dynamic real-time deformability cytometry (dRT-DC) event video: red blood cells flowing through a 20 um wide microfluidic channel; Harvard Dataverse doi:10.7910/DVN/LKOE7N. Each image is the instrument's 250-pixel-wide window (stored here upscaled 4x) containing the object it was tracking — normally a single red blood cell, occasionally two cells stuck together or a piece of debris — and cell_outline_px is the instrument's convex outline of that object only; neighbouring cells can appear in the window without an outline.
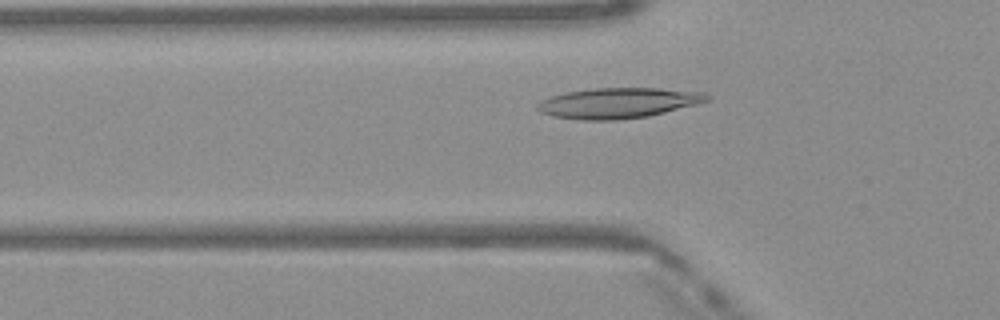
{"species": "Egyptian fruit bat (a non-hibernating species)", "species_latin": "Rousettus aegyptiacus", "temperature_condition": "warm", "stored_images_in_passage": 41, "camera_frame_rate_fps": 3000, "um_per_image_px": 0.085, "frame": {"image": 1, "passage_image": 8, "time_ms": 2.333, "image_size_px": [1000, 320], "cell_outline_px": [[712, 96], [708, 100], [696, 104], [648, 116], [616, 120], [580, 120], [552, 116], [540, 112], [536, 108], [536, 104], [540, 100], [552, 96], [568, 92], [592, 88], [660, 88], [704, 92]], "centroid_in_image_um": [52.53, 8.75], "position_along_channel_um": 73.3, "area_um2": 30.06}}
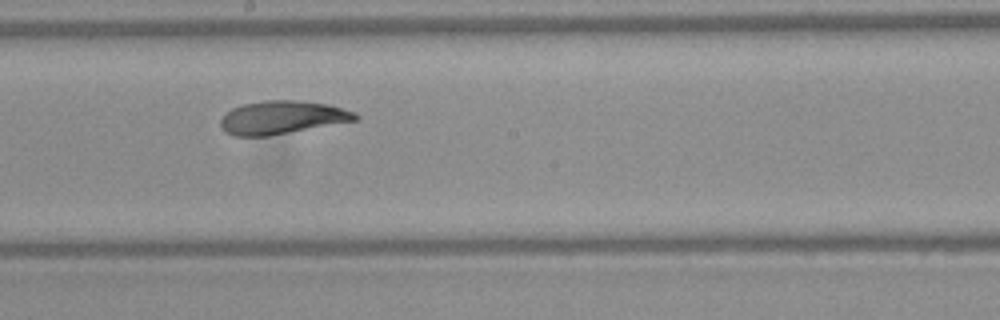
{"frame": {"image": 2, "passage_image": 19, "time_ms": 6.0, "image_size_px": [1000, 320], "cell_outline_px": [[360, 120], [268, 136], [232, 136], [224, 132], [220, 128], [220, 120], [232, 108], [244, 104], [264, 100], [292, 100], [328, 104], [356, 112], [360, 116]], "centroid_in_image_um": [24.0, 9.99], "position_along_channel_um": 224.2, "area_um2": 26.24}}
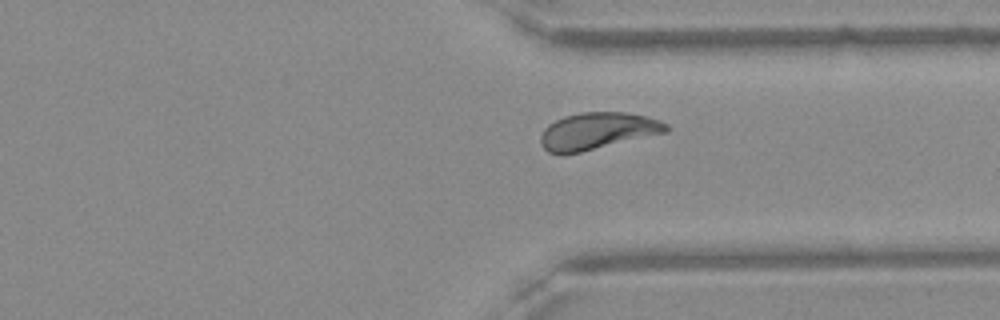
{"frame": {"image": 3, "passage_image": 29, "time_ms": 9.333, "image_size_px": [1000, 320], "cell_outline_px": [[668, 132], [580, 152], [548, 152], [540, 144], [540, 136], [544, 128], [548, 124], [564, 116], [580, 112], [628, 112], [648, 116], [660, 120], [668, 124]], "centroid_in_image_um": [50.82, 11.11], "position_along_channel_um": 360.6, "area_um2": 26.88}, "authors_computed_cell_mechanics": {"area_um2": 26.588, "velocity_mm_per_s": 4.1045, "shape_relaxation_time_tau1_ms": 4.585, "shape_relaxation_time_tau2_ms": 1.7243, "deformation_change_tau1": 0.1662, "deformation_change_tau2": 0.0692}}